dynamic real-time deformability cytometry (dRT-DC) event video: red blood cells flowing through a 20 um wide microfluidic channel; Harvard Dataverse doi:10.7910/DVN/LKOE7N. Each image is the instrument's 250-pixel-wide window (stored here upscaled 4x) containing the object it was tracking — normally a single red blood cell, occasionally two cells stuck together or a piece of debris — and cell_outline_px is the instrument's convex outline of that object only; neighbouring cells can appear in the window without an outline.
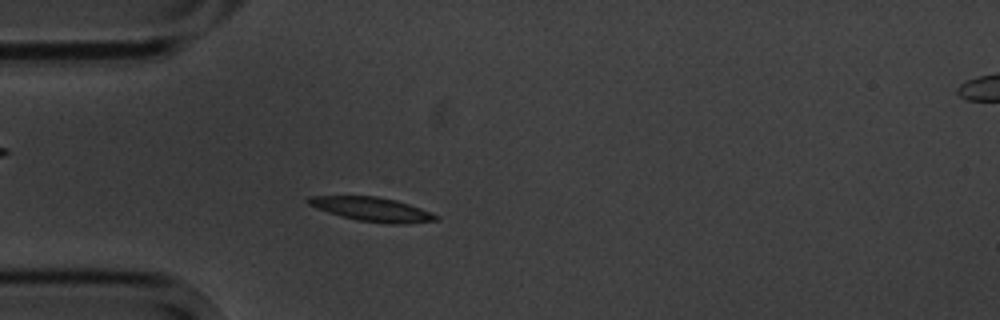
{"species": "common noctule bat (a hibernating species)", "species_latin": "Nyctalus noctula", "temperature_condition": "cold", "stored_images_in_passage": 3, "camera_frame_rate_fps": 3000, "um_per_image_px": 0.085, "animal": {"sex": "male", "body_mass_g": 20.1, "forearm_length_mm": 53.5}, "frame": {"image": 1, "passage_image": 3, "time_ms": 2.333, "image_size_px": [1000, 320], "cell_outline_px": [[440, 220], [408, 224], [384, 224], [356, 220], [340, 216], [316, 208], [308, 204], [304, 200], [308, 196], [376, 196], [396, 200], [432, 212], [440, 216]], "centroid_in_image_um": [31.65, 17.8], "position_along_channel_um": 53.4, "area_um2": 18.21}}